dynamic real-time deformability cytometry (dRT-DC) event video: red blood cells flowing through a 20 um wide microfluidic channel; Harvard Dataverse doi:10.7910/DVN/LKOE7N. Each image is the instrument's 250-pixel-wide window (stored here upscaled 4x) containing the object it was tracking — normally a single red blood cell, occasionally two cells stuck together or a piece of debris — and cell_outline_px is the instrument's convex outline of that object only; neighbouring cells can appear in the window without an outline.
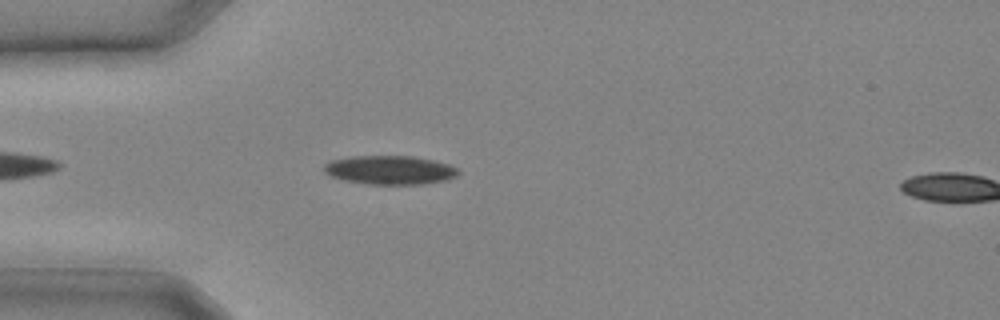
{"species": "common noctule bat (a hibernating species)", "species_latin": "Nyctalus noctula", "temperature_condition": "cold", "stored_images_in_passage": 9, "camera_frame_rate_fps": 3000, "um_per_image_px": 0.085, "animal": {"sex": "male", "body_mass_g": 20.4}, "frame": {"image": 1, "passage_image": 8, "time_ms": 2.333, "image_size_px": [1000, 320], "cell_outline_px": [[460, 172], [456, 176], [444, 180], [420, 184], [368, 184], [344, 180], [332, 176], [324, 172], [324, 164], [332, 160], [352, 156], [412, 156], [432, 160], [448, 164], [456, 168]], "centroid_in_image_um": [33.12, 14.45], "position_along_channel_um": 51.9, "area_um2": 22.31}}